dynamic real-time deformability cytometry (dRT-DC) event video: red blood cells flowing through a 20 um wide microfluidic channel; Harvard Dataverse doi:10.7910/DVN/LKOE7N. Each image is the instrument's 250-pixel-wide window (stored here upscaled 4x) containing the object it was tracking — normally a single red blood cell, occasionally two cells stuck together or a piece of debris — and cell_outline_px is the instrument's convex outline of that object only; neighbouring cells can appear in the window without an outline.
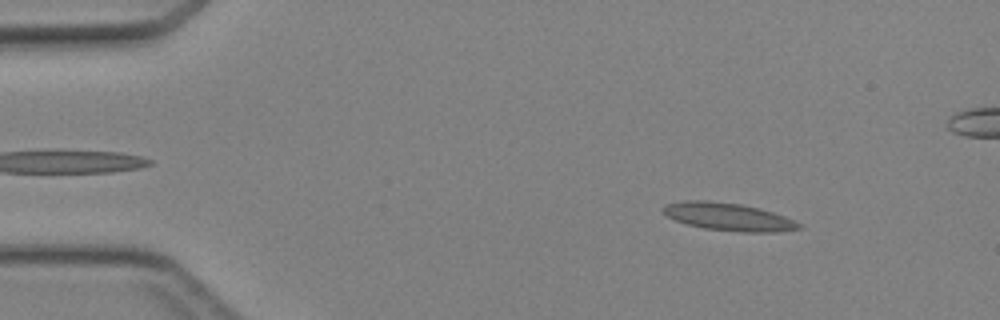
{"species": "Egyptian fruit bat (a non-hibernating species)", "species_latin": "Rousettus aegyptiacus", "temperature_condition": "cold", "stored_images_in_passage": 45, "camera_frame_rate_fps": 3000, "um_per_image_px": 0.085, "animal": {"sex": "female"}, "frame": {"image": 1, "passage_image": 5, "time_ms": 1.333, "image_size_px": [1000, 320], "cell_outline_px": [[804, 224], [800, 228], [776, 232], [744, 232], [704, 228], [688, 224], [676, 220], [668, 216], [664, 212], [664, 208], [668, 204], [684, 200], [704, 200], [740, 204], [760, 208], [784, 216]], "centroid_in_image_um": [61.97, 18.43], "position_along_channel_um": 23.0, "area_um2": 21.62}}
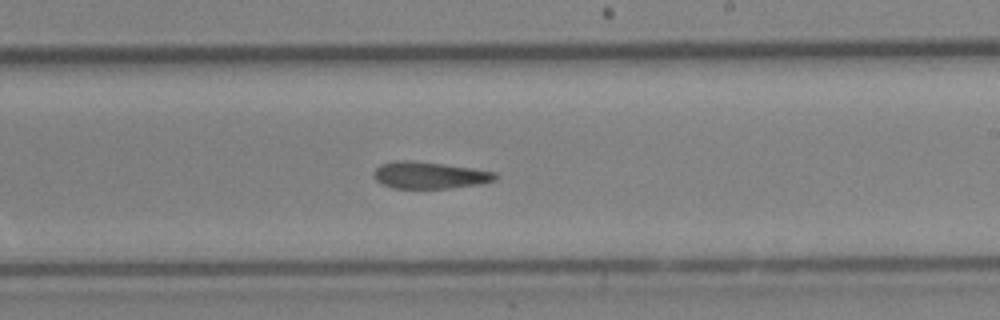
{"frame": {"image": 2, "passage_image": 26, "time_ms": 8.333, "image_size_px": [1000, 320], "cell_outline_px": [[496, 180], [484, 184], [448, 188], [392, 188], [380, 184], [376, 180], [376, 168], [380, 164], [396, 160], [412, 160], [472, 168], [496, 172]], "centroid_in_image_um": [36.53, 14.9], "position_along_channel_um": 252.5, "area_um2": 19.02}}
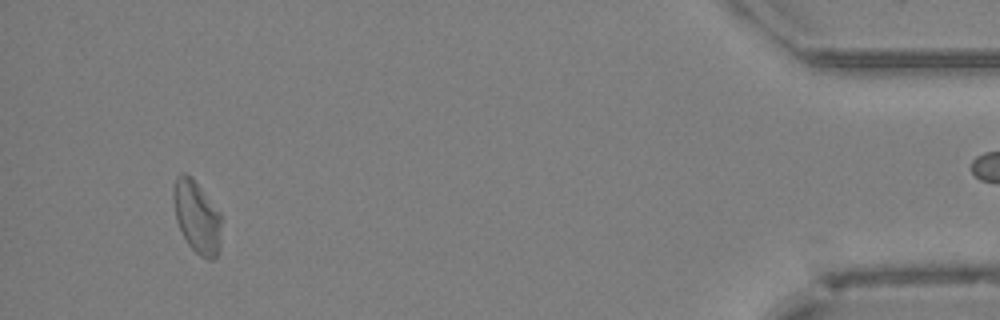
{"frame": {"image": 3, "passage_image": 42, "time_ms": 13.667, "image_size_px": [1000, 320], "cell_outline_px": [[220, 252], [212, 260], [208, 260], [200, 256], [188, 244], [176, 220], [172, 196], [172, 188], [176, 176], [180, 172], [184, 172], [192, 176], [220, 212]], "centroid_in_image_um": [16.72, 18.4], "position_along_channel_um": 418.5, "area_um2": 20.46}}